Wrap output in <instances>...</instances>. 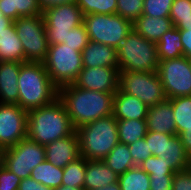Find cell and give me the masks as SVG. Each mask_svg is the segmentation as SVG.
<instances>
[{
  "mask_svg": "<svg viewBox=\"0 0 191 190\" xmlns=\"http://www.w3.org/2000/svg\"><path fill=\"white\" fill-rule=\"evenodd\" d=\"M54 190H84V188L61 185V186H59L57 188H54Z\"/></svg>",
  "mask_w": 191,
  "mask_h": 190,
  "instance_id": "obj_47",
  "label": "cell"
},
{
  "mask_svg": "<svg viewBox=\"0 0 191 190\" xmlns=\"http://www.w3.org/2000/svg\"><path fill=\"white\" fill-rule=\"evenodd\" d=\"M5 148L0 145V168L4 166Z\"/></svg>",
  "mask_w": 191,
  "mask_h": 190,
  "instance_id": "obj_48",
  "label": "cell"
},
{
  "mask_svg": "<svg viewBox=\"0 0 191 190\" xmlns=\"http://www.w3.org/2000/svg\"><path fill=\"white\" fill-rule=\"evenodd\" d=\"M38 1L42 12L53 6L76 2V0H38Z\"/></svg>",
  "mask_w": 191,
  "mask_h": 190,
  "instance_id": "obj_45",
  "label": "cell"
},
{
  "mask_svg": "<svg viewBox=\"0 0 191 190\" xmlns=\"http://www.w3.org/2000/svg\"><path fill=\"white\" fill-rule=\"evenodd\" d=\"M21 179L5 166L0 168V190H18Z\"/></svg>",
  "mask_w": 191,
  "mask_h": 190,
  "instance_id": "obj_39",
  "label": "cell"
},
{
  "mask_svg": "<svg viewBox=\"0 0 191 190\" xmlns=\"http://www.w3.org/2000/svg\"><path fill=\"white\" fill-rule=\"evenodd\" d=\"M117 60L120 71L155 72L159 64L156 43L132 29L117 48Z\"/></svg>",
  "mask_w": 191,
  "mask_h": 190,
  "instance_id": "obj_5",
  "label": "cell"
},
{
  "mask_svg": "<svg viewBox=\"0 0 191 190\" xmlns=\"http://www.w3.org/2000/svg\"><path fill=\"white\" fill-rule=\"evenodd\" d=\"M5 61L24 63V50L13 22L0 30V62Z\"/></svg>",
  "mask_w": 191,
  "mask_h": 190,
  "instance_id": "obj_24",
  "label": "cell"
},
{
  "mask_svg": "<svg viewBox=\"0 0 191 190\" xmlns=\"http://www.w3.org/2000/svg\"><path fill=\"white\" fill-rule=\"evenodd\" d=\"M118 176L135 167L128 145L118 143L103 159Z\"/></svg>",
  "mask_w": 191,
  "mask_h": 190,
  "instance_id": "obj_28",
  "label": "cell"
},
{
  "mask_svg": "<svg viewBox=\"0 0 191 190\" xmlns=\"http://www.w3.org/2000/svg\"><path fill=\"white\" fill-rule=\"evenodd\" d=\"M18 85L17 104L26 111L49 105L58 98V87L43 63H21Z\"/></svg>",
  "mask_w": 191,
  "mask_h": 190,
  "instance_id": "obj_3",
  "label": "cell"
},
{
  "mask_svg": "<svg viewBox=\"0 0 191 190\" xmlns=\"http://www.w3.org/2000/svg\"><path fill=\"white\" fill-rule=\"evenodd\" d=\"M174 0H144L142 15L169 17Z\"/></svg>",
  "mask_w": 191,
  "mask_h": 190,
  "instance_id": "obj_36",
  "label": "cell"
},
{
  "mask_svg": "<svg viewBox=\"0 0 191 190\" xmlns=\"http://www.w3.org/2000/svg\"><path fill=\"white\" fill-rule=\"evenodd\" d=\"M13 23L24 50V62L43 63L49 47L43 16L19 17Z\"/></svg>",
  "mask_w": 191,
  "mask_h": 190,
  "instance_id": "obj_9",
  "label": "cell"
},
{
  "mask_svg": "<svg viewBox=\"0 0 191 190\" xmlns=\"http://www.w3.org/2000/svg\"><path fill=\"white\" fill-rule=\"evenodd\" d=\"M157 73L167 99L191 96V64L186 56L159 61Z\"/></svg>",
  "mask_w": 191,
  "mask_h": 190,
  "instance_id": "obj_11",
  "label": "cell"
},
{
  "mask_svg": "<svg viewBox=\"0 0 191 190\" xmlns=\"http://www.w3.org/2000/svg\"><path fill=\"white\" fill-rule=\"evenodd\" d=\"M87 160L80 156L75 161L70 162L63 168V178L61 185L83 188L85 168Z\"/></svg>",
  "mask_w": 191,
  "mask_h": 190,
  "instance_id": "obj_31",
  "label": "cell"
},
{
  "mask_svg": "<svg viewBox=\"0 0 191 190\" xmlns=\"http://www.w3.org/2000/svg\"><path fill=\"white\" fill-rule=\"evenodd\" d=\"M188 170L191 172V156L189 158Z\"/></svg>",
  "mask_w": 191,
  "mask_h": 190,
  "instance_id": "obj_51",
  "label": "cell"
},
{
  "mask_svg": "<svg viewBox=\"0 0 191 190\" xmlns=\"http://www.w3.org/2000/svg\"><path fill=\"white\" fill-rule=\"evenodd\" d=\"M30 177L37 182L54 189L61 186L63 168H59L45 160L32 169Z\"/></svg>",
  "mask_w": 191,
  "mask_h": 190,
  "instance_id": "obj_29",
  "label": "cell"
},
{
  "mask_svg": "<svg viewBox=\"0 0 191 190\" xmlns=\"http://www.w3.org/2000/svg\"><path fill=\"white\" fill-rule=\"evenodd\" d=\"M43 65L58 88L72 84L83 69L82 52L63 43L50 44Z\"/></svg>",
  "mask_w": 191,
  "mask_h": 190,
  "instance_id": "obj_6",
  "label": "cell"
},
{
  "mask_svg": "<svg viewBox=\"0 0 191 190\" xmlns=\"http://www.w3.org/2000/svg\"><path fill=\"white\" fill-rule=\"evenodd\" d=\"M45 160V146L26 137L5 150L4 166L20 179H25L30 177L32 169Z\"/></svg>",
  "mask_w": 191,
  "mask_h": 190,
  "instance_id": "obj_12",
  "label": "cell"
},
{
  "mask_svg": "<svg viewBox=\"0 0 191 190\" xmlns=\"http://www.w3.org/2000/svg\"><path fill=\"white\" fill-rule=\"evenodd\" d=\"M118 89L152 107L167 100L161 79L155 72L120 71Z\"/></svg>",
  "mask_w": 191,
  "mask_h": 190,
  "instance_id": "obj_8",
  "label": "cell"
},
{
  "mask_svg": "<svg viewBox=\"0 0 191 190\" xmlns=\"http://www.w3.org/2000/svg\"><path fill=\"white\" fill-rule=\"evenodd\" d=\"M83 16L88 14H116L117 0H76Z\"/></svg>",
  "mask_w": 191,
  "mask_h": 190,
  "instance_id": "obj_33",
  "label": "cell"
},
{
  "mask_svg": "<svg viewBox=\"0 0 191 190\" xmlns=\"http://www.w3.org/2000/svg\"><path fill=\"white\" fill-rule=\"evenodd\" d=\"M172 190H191V172L188 169L174 173Z\"/></svg>",
  "mask_w": 191,
  "mask_h": 190,
  "instance_id": "obj_41",
  "label": "cell"
},
{
  "mask_svg": "<svg viewBox=\"0 0 191 190\" xmlns=\"http://www.w3.org/2000/svg\"><path fill=\"white\" fill-rule=\"evenodd\" d=\"M48 44H62L69 31L83 24V13L75 3L50 7L42 12Z\"/></svg>",
  "mask_w": 191,
  "mask_h": 190,
  "instance_id": "obj_10",
  "label": "cell"
},
{
  "mask_svg": "<svg viewBox=\"0 0 191 190\" xmlns=\"http://www.w3.org/2000/svg\"><path fill=\"white\" fill-rule=\"evenodd\" d=\"M172 103L176 134L180 137L187 154L191 156V96L169 99Z\"/></svg>",
  "mask_w": 191,
  "mask_h": 190,
  "instance_id": "obj_16",
  "label": "cell"
},
{
  "mask_svg": "<svg viewBox=\"0 0 191 190\" xmlns=\"http://www.w3.org/2000/svg\"><path fill=\"white\" fill-rule=\"evenodd\" d=\"M95 190H121V188L119 186V183L115 182V183L108 184L101 188L99 187L98 189H95Z\"/></svg>",
  "mask_w": 191,
  "mask_h": 190,
  "instance_id": "obj_46",
  "label": "cell"
},
{
  "mask_svg": "<svg viewBox=\"0 0 191 190\" xmlns=\"http://www.w3.org/2000/svg\"><path fill=\"white\" fill-rule=\"evenodd\" d=\"M169 18L178 29H188L191 26V0H174Z\"/></svg>",
  "mask_w": 191,
  "mask_h": 190,
  "instance_id": "obj_32",
  "label": "cell"
},
{
  "mask_svg": "<svg viewBox=\"0 0 191 190\" xmlns=\"http://www.w3.org/2000/svg\"><path fill=\"white\" fill-rule=\"evenodd\" d=\"M22 62H0V103H18V76Z\"/></svg>",
  "mask_w": 191,
  "mask_h": 190,
  "instance_id": "obj_19",
  "label": "cell"
},
{
  "mask_svg": "<svg viewBox=\"0 0 191 190\" xmlns=\"http://www.w3.org/2000/svg\"><path fill=\"white\" fill-rule=\"evenodd\" d=\"M119 72V68L113 67H83L73 84L87 90L115 94L118 91Z\"/></svg>",
  "mask_w": 191,
  "mask_h": 190,
  "instance_id": "obj_14",
  "label": "cell"
},
{
  "mask_svg": "<svg viewBox=\"0 0 191 190\" xmlns=\"http://www.w3.org/2000/svg\"><path fill=\"white\" fill-rule=\"evenodd\" d=\"M172 103L169 99L148 107L146 116L147 131L176 135Z\"/></svg>",
  "mask_w": 191,
  "mask_h": 190,
  "instance_id": "obj_17",
  "label": "cell"
},
{
  "mask_svg": "<svg viewBox=\"0 0 191 190\" xmlns=\"http://www.w3.org/2000/svg\"><path fill=\"white\" fill-rule=\"evenodd\" d=\"M148 107L134 96L121 92L119 89L113 98V116L116 120H145Z\"/></svg>",
  "mask_w": 191,
  "mask_h": 190,
  "instance_id": "obj_20",
  "label": "cell"
},
{
  "mask_svg": "<svg viewBox=\"0 0 191 190\" xmlns=\"http://www.w3.org/2000/svg\"><path fill=\"white\" fill-rule=\"evenodd\" d=\"M79 157V139L76 131L45 146L46 161L59 168H65L68 163Z\"/></svg>",
  "mask_w": 191,
  "mask_h": 190,
  "instance_id": "obj_15",
  "label": "cell"
},
{
  "mask_svg": "<svg viewBox=\"0 0 191 190\" xmlns=\"http://www.w3.org/2000/svg\"><path fill=\"white\" fill-rule=\"evenodd\" d=\"M144 0H117L116 14L134 22L142 15Z\"/></svg>",
  "mask_w": 191,
  "mask_h": 190,
  "instance_id": "obj_34",
  "label": "cell"
},
{
  "mask_svg": "<svg viewBox=\"0 0 191 190\" xmlns=\"http://www.w3.org/2000/svg\"><path fill=\"white\" fill-rule=\"evenodd\" d=\"M159 157L170 165L175 171L179 172L188 169L190 156L185 151L180 137L172 134L164 133V147Z\"/></svg>",
  "mask_w": 191,
  "mask_h": 190,
  "instance_id": "obj_22",
  "label": "cell"
},
{
  "mask_svg": "<svg viewBox=\"0 0 191 190\" xmlns=\"http://www.w3.org/2000/svg\"><path fill=\"white\" fill-rule=\"evenodd\" d=\"M0 21H12L9 18L5 17L0 9Z\"/></svg>",
  "mask_w": 191,
  "mask_h": 190,
  "instance_id": "obj_50",
  "label": "cell"
},
{
  "mask_svg": "<svg viewBox=\"0 0 191 190\" xmlns=\"http://www.w3.org/2000/svg\"><path fill=\"white\" fill-rule=\"evenodd\" d=\"M58 98L75 129L113 114L114 93L87 90L72 83L58 88Z\"/></svg>",
  "mask_w": 191,
  "mask_h": 190,
  "instance_id": "obj_1",
  "label": "cell"
},
{
  "mask_svg": "<svg viewBox=\"0 0 191 190\" xmlns=\"http://www.w3.org/2000/svg\"><path fill=\"white\" fill-rule=\"evenodd\" d=\"M128 147L135 166H139L148 157L152 156L145 138L138 139L134 143L128 145Z\"/></svg>",
  "mask_w": 191,
  "mask_h": 190,
  "instance_id": "obj_38",
  "label": "cell"
},
{
  "mask_svg": "<svg viewBox=\"0 0 191 190\" xmlns=\"http://www.w3.org/2000/svg\"><path fill=\"white\" fill-rule=\"evenodd\" d=\"M119 176L103 160H87L84 190H95L118 182Z\"/></svg>",
  "mask_w": 191,
  "mask_h": 190,
  "instance_id": "obj_21",
  "label": "cell"
},
{
  "mask_svg": "<svg viewBox=\"0 0 191 190\" xmlns=\"http://www.w3.org/2000/svg\"><path fill=\"white\" fill-rule=\"evenodd\" d=\"M13 21H0V30L5 29L8 27Z\"/></svg>",
  "mask_w": 191,
  "mask_h": 190,
  "instance_id": "obj_49",
  "label": "cell"
},
{
  "mask_svg": "<svg viewBox=\"0 0 191 190\" xmlns=\"http://www.w3.org/2000/svg\"><path fill=\"white\" fill-rule=\"evenodd\" d=\"M119 143L130 145L147 134L146 120H117Z\"/></svg>",
  "mask_w": 191,
  "mask_h": 190,
  "instance_id": "obj_27",
  "label": "cell"
},
{
  "mask_svg": "<svg viewBox=\"0 0 191 190\" xmlns=\"http://www.w3.org/2000/svg\"><path fill=\"white\" fill-rule=\"evenodd\" d=\"M83 67H118L117 49L105 45L89 41L82 51Z\"/></svg>",
  "mask_w": 191,
  "mask_h": 190,
  "instance_id": "obj_18",
  "label": "cell"
},
{
  "mask_svg": "<svg viewBox=\"0 0 191 190\" xmlns=\"http://www.w3.org/2000/svg\"><path fill=\"white\" fill-rule=\"evenodd\" d=\"M89 41L118 48L133 29V23L118 14H88L83 17Z\"/></svg>",
  "mask_w": 191,
  "mask_h": 190,
  "instance_id": "obj_7",
  "label": "cell"
},
{
  "mask_svg": "<svg viewBox=\"0 0 191 190\" xmlns=\"http://www.w3.org/2000/svg\"><path fill=\"white\" fill-rule=\"evenodd\" d=\"M0 9L13 22L19 17L42 15L38 0H0Z\"/></svg>",
  "mask_w": 191,
  "mask_h": 190,
  "instance_id": "obj_25",
  "label": "cell"
},
{
  "mask_svg": "<svg viewBox=\"0 0 191 190\" xmlns=\"http://www.w3.org/2000/svg\"><path fill=\"white\" fill-rule=\"evenodd\" d=\"M139 167L148 175H174L175 171L158 156H150Z\"/></svg>",
  "mask_w": 191,
  "mask_h": 190,
  "instance_id": "obj_35",
  "label": "cell"
},
{
  "mask_svg": "<svg viewBox=\"0 0 191 190\" xmlns=\"http://www.w3.org/2000/svg\"><path fill=\"white\" fill-rule=\"evenodd\" d=\"M150 190H172L174 175H149Z\"/></svg>",
  "mask_w": 191,
  "mask_h": 190,
  "instance_id": "obj_42",
  "label": "cell"
},
{
  "mask_svg": "<svg viewBox=\"0 0 191 190\" xmlns=\"http://www.w3.org/2000/svg\"><path fill=\"white\" fill-rule=\"evenodd\" d=\"M173 27L169 17L141 15L133 22V29L145 39L157 43Z\"/></svg>",
  "mask_w": 191,
  "mask_h": 190,
  "instance_id": "obj_23",
  "label": "cell"
},
{
  "mask_svg": "<svg viewBox=\"0 0 191 190\" xmlns=\"http://www.w3.org/2000/svg\"><path fill=\"white\" fill-rule=\"evenodd\" d=\"M159 61L169 60L183 56V46L181 43L180 29L173 26L165 32L156 43Z\"/></svg>",
  "mask_w": 191,
  "mask_h": 190,
  "instance_id": "obj_26",
  "label": "cell"
},
{
  "mask_svg": "<svg viewBox=\"0 0 191 190\" xmlns=\"http://www.w3.org/2000/svg\"><path fill=\"white\" fill-rule=\"evenodd\" d=\"M18 190H54L53 188L47 187L31 177L21 179Z\"/></svg>",
  "mask_w": 191,
  "mask_h": 190,
  "instance_id": "obj_43",
  "label": "cell"
},
{
  "mask_svg": "<svg viewBox=\"0 0 191 190\" xmlns=\"http://www.w3.org/2000/svg\"><path fill=\"white\" fill-rule=\"evenodd\" d=\"M80 156L103 160L119 143L117 120L113 115L99 118L76 129Z\"/></svg>",
  "mask_w": 191,
  "mask_h": 190,
  "instance_id": "obj_4",
  "label": "cell"
},
{
  "mask_svg": "<svg viewBox=\"0 0 191 190\" xmlns=\"http://www.w3.org/2000/svg\"><path fill=\"white\" fill-rule=\"evenodd\" d=\"M145 141L148 143V147L151 150L153 156H158L162 152L164 147V133L147 131L144 137Z\"/></svg>",
  "mask_w": 191,
  "mask_h": 190,
  "instance_id": "obj_40",
  "label": "cell"
},
{
  "mask_svg": "<svg viewBox=\"0 0 191 190\" xmlns=\"http://www.w3.org/2000/svg\"><path fill=\"white\" fill-rule=\"evenodd\" d=\"M89 38L84 24L77 26L69 31L68 36L64 39L65 46L76 47V50L82 52L88 44Z\"/></svg>",
  "mask_w": 191,
  "mask_h": 190,
  "instance_id": "obj_37",
  "label": "cell"
},
{
  "mask_svg": "<svg viewBox=\"0 0 191 190\" xmlns=\"http://www.w3.org/2000/svg\"><path fill=\"white\" fill-rule=\"evenodd\" d=\"M118 183L121 190H150V176L139 166L120 175Z\"/></svg>",
  "mask_w": 191,
  "mask_h": 190,
  "instance_id": "obj_30",
  "label": "cell"
},
{
  "mask_svg": "<svg viewBox=\"0 0 191 190\" xmlns=\"http://www.w3.org/2000/svg\"><path fill=\"white\" fill-rule=\"evenodd\" d=\"M183 56L191 58V29H180Z\"/></svg>",
  "mask_w": 191,
  "mask_h": 190,
  "instance_id": "obj_44",
  "label": "cell"
},
{
  "mask_svg": "<svg viewBox=\"0 0 191 190\" xmlns=\"http://www.w3.org/2000/svg\"><path fill=\"white\" fill-rule=\"evenodd\" d=\"M28 111L18 104L0 103V145L5 149L27 137Z\"/></svg>",
  "mask_w": 191,
  "mask_h": 190,
  "instance_id": "obj_13",
  "label": "cell"
},
{
  "mask_svg": "<svg viewBox=\"0 0 191 190\" xmlns=\"http://www.w3.org/2000/svg\"><path fill=\"white\" fill-rule=\"evenodd\" d=\"M75 131L59 98L49 105L28 111L27 138L40 145L46 146L57 139L72 135Z\"/></svg>",
  "mask_w": 191,
  "mask_h": 190,
  "instance_id": "obj_2",
  "label": "cell"
}]
</instances>
